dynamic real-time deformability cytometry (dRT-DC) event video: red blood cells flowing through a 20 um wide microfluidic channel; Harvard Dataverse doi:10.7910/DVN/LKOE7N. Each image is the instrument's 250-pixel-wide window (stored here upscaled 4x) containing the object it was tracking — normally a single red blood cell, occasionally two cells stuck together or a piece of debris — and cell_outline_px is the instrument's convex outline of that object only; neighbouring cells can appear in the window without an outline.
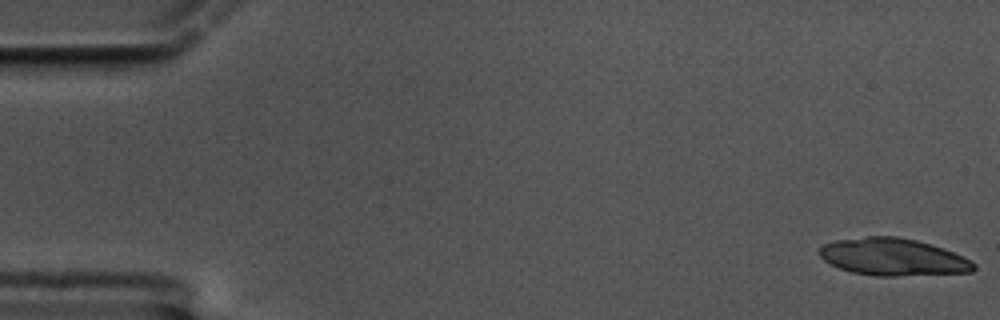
{"species": "common noctule bat (a hibernating species)", "species_latin": "Nyctalus noctula", "temperature_condition": "cold", "stored_images_in_passage": 15, "camera_frame_rate_fps": 3000, "um_per_image_px": 0.085, "animal": {"sex": "male", "body_mass_g": 17.5, "forearm_length_mm": 52.3}, "frame": {"image": 1, "passage_image": 1, "time_ms": 0.0, "image_size_px": [1000, 320], "cell_outline_px": [[976, 268], [972, 272], [896, 276], [876, 276], [852, 272], [840, 268], [824, 260], [820, 256], [820, 248], [824, 244], [836, 240], [868, 236], [896, 236], [916, 240], [952, 252], [972, 260], [976, 264]], "centroid_in_image_um": [75.91, 21.85], "position_along_channel_um": 9.1, "area_um2": 33.23}}